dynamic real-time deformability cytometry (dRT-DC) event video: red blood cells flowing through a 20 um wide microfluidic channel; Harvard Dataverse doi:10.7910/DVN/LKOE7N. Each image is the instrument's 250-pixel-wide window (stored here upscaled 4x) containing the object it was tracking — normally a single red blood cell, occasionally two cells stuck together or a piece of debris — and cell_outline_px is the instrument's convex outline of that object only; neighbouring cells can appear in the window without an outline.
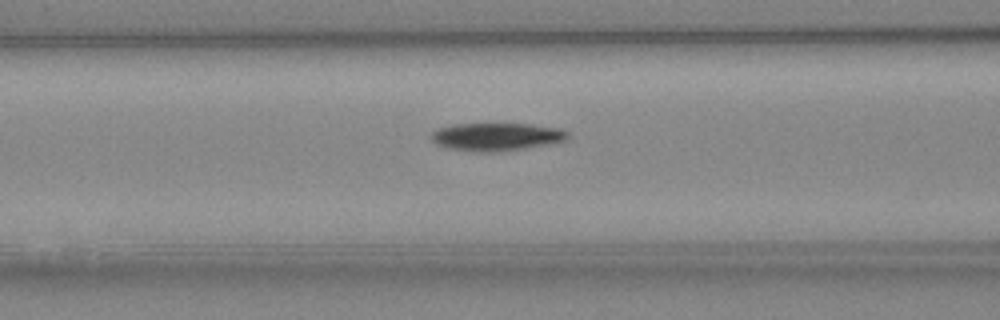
{"species": "Egyptian fruit bat (a non-hibernating species)", "species_latin": "Rousettus aegyptiacus", "temperature_condition": "cold", "stored_images_in_passage": 37, "camera_frame_rate_fps": 3000, "um_per_image_px": 0.085, "animal": {"sex": "female"}, "frame": {"image": 1, "passage_image": 11, "time_ms": 3.333, "image_size_px": [1000, 320], "cell_outline_px": [[568, 136], [564, 140], [548, 144], [500, 152], [472, 152], [448, 148], [436, 144], [432, 140], [432, 132], [436, 128], [452, 124], [532, 124], [560, 128], [568, 132]], "centroid_in_image_um": [42.16, 11.62], "position_along_channel_um": 124.4, "area_um2": 22.25}}
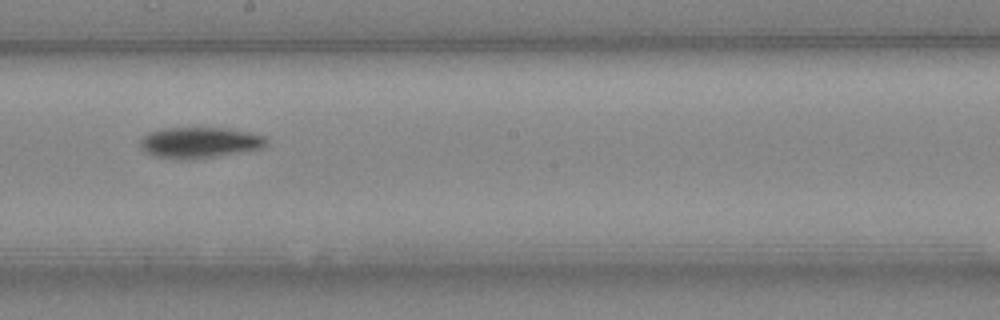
{"frame": {"image": 2, "passage_image": 19, "time_ms": 6.0, "image_size_px": [1000, 320], "cell_outline_px": [[264, 148], [192, 160], [184, 160], [152, 156], [144, 152], [140, 144], [140, 140], [148, 132], [160, 128], [232, 128], [264, 136]], "centroid_in_image_um": [16.9, 12.12], "position_along_channel_um": 231.3, "area_um2": 22.83}}
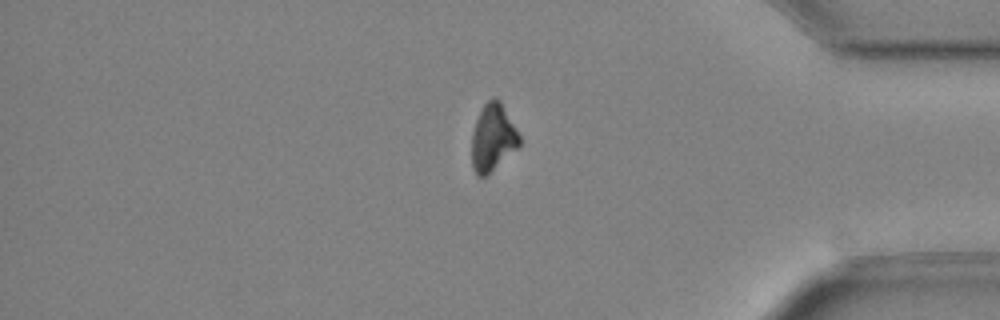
{"frame": {"image": 3, "passage_image": 33, "time_ms": 10.667, "image_size_px": [1000, 320], "cell_outline_px": [[520, 144], [516, 148], [484, 176], [476, 176], [472, 168], [472, 132], [476, 120], [484, 104], [492, 96], [500, 100], [520, 136]], "centroid_in_image_um": [41.86, 11.67], "position_along_channel_um": 393.3, "area_um2": 18.21}, "authors_computed_cell_mechanics": {"area_um2": 21.097, "velocity_mm_per_s": 4.031, "shape_relaxation_time_tau1_ms": 2.2593, "shape_relaxation_time_tau2_ms": null, "deformation_change_tau1": 0.0781, "deformation_change_tau2": null}}